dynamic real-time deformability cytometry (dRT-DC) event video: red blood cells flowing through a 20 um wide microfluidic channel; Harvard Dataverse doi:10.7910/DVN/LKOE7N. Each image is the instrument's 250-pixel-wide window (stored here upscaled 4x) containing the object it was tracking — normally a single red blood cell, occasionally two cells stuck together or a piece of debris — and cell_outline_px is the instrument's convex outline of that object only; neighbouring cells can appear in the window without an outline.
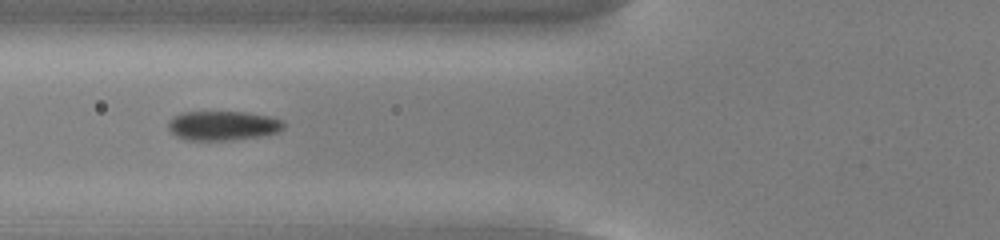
{"species": "common noctule bat (a hibernating species)", "species_latin": "Nyctalus noctula", "temperature_condition": "cold", "stored_images_in_passage": 8, "camera_frame_rate_fps": 3000, "um_per_image_px": 0.085, "animal": {"sex": "male", "body_mass_g": 13.0, "forearm_length_mm": 53.1}, "frame": {"image": 1, "passage_image": 5, "time_ms": 1.333, "image_size_px": [1000, 240], "cell_outline_px": [[284, 128], [280, 132], [264, 136], [232, 140], [184, 140], [176, 136], [168, 128], [168, 120], [172, 116], [184, 112], [244, 112], [268, 116], [284, 120]], "centroid_in_image_um": [18.96, 10.69], "position_along_channel_um": 106.8, "area_um2": 20.06}}